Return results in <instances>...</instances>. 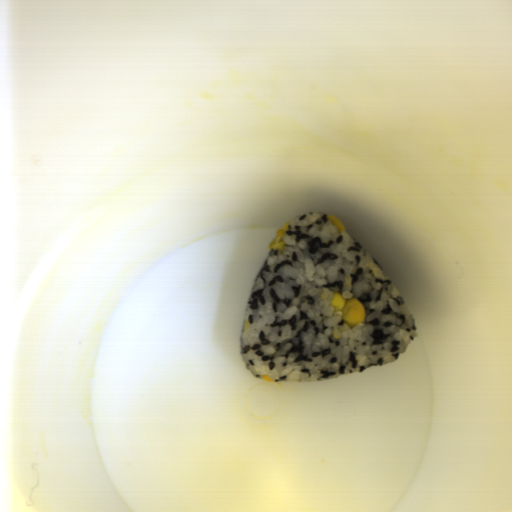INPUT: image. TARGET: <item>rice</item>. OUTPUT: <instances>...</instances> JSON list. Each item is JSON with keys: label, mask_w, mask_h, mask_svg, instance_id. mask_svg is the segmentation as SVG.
<instances>
[{"label": "rice", "mask_w": 512, "mask_h": 512, "mask_svg": "<svg viewBox=\"0 0 512 512\" xmlns=\"http://www.w3.org/2000/svg\"><path fill=\"white\" fill-rule=\"evenodd\" d=\"M329 216H295L285 250L271 249L256 273L239 341L240 358L256 379L329 381L396 361L419 336L395 284ZM335 291L363 303V323L344 324L330 305Z\"/></svg>", "instance_id": "1"}]
</instances>
